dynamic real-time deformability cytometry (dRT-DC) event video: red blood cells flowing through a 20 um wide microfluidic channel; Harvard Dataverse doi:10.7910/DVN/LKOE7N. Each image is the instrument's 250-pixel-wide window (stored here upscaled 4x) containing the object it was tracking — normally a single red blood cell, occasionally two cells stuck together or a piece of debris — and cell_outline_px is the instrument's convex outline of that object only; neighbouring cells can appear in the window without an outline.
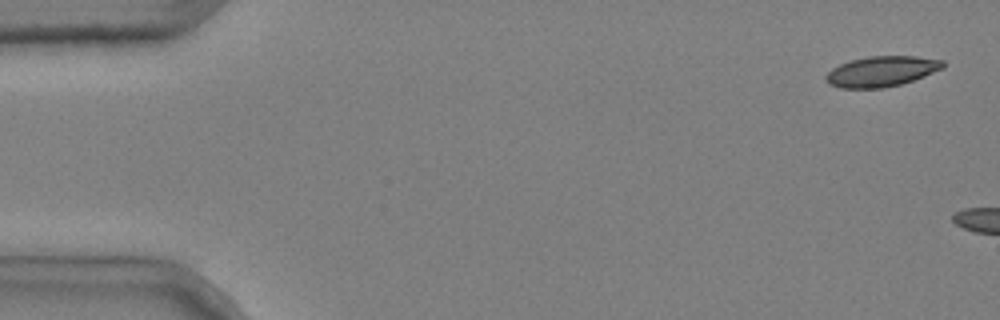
{"species": "common noctule bat (a hibernating species)", "species_latin": "Nyctalus noctula", "temperature_condition": "cold", "stored_images_in_passage": 4, "camera_frame_rate_fps": 3000, "um_per_image_px": 0.085, "animal": {"sex": "male", "body_mass_g": 20.4}, "frame": {"image": 1, "passage_image": 1, "time_ms": 0.0, "image_size_px": [1000, 320], "cell_outline_px": [[944, 68], [924, 76], [900, 84], [884, 88], [840, 88], [828, 84], [824, 80], [824, 76], [832, 68], [840, 64], [852, 60], [868, 56], [916, 56], [944, 60]], "centroid_in_image_um": [74.91, 6.07], "position_along_channel_um": 10.1, "area_um2": 20.81}}